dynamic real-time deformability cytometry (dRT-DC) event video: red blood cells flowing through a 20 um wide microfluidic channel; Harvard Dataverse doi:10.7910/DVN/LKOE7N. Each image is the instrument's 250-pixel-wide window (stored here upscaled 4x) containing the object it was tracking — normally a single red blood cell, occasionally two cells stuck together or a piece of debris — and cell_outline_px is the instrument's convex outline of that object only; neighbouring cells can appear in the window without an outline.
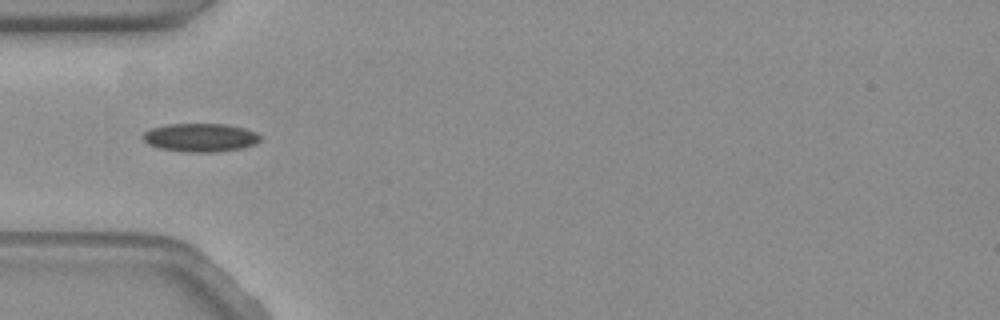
{"species": "common noctule bat (a hibernating species)", "species_latin": "Nyctalus noctula", "temperature_condition": "warm", "stored_images_in_passage": 22, "camera_frame_rate_fps": 3000, "um_per_image_px": 0.085, "animal": {"sex": "female", "body_mass_g": 19.3, "forearm_length_mm": 54.1}, "frame": {"image": 1, "passage_image": 1, "time_ms": 0.0, "image_size_px": [1000, 320], "cell_outline_px": [[260, 140], [256, 144], [240, 148], [216, 152], [184, 152], [160, 148], [148, 144], [140, 136], [144, 132], [152, 128], [168, 124], [224, 124], [244, 128], [256, 132], [260, 136]], "centroid_in_image_um": [17.02, 11.69], "position_along_channel_um": 68.0, "area_um2": 19.42}}